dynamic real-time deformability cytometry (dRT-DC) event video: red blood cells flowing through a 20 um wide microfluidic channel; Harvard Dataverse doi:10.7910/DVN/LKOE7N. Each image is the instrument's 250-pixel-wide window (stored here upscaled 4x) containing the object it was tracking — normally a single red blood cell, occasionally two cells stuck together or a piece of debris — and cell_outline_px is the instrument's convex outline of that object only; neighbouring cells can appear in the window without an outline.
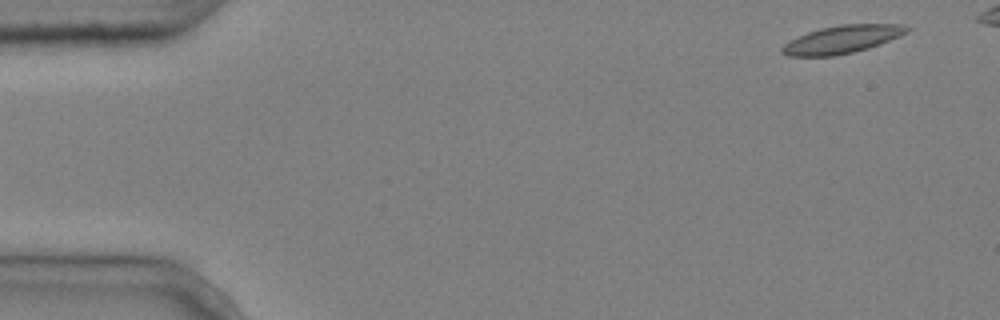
{"species": "common noctule bat (a hibernating species)", "species_latin": "Nyctalus noctula", "temperature_condition": "cold", "stored_images_in_passage": 4, "camera_frame_rate_fps": 3000, "um_per_image_px": 0.085, "animal": {"sex": "male", "body_mass_g": 20.4}, "frame": {"image": 1, "passage_image": 1, "time_ms": 0.0, "image_size_px": [1000, 320], "cell_outline_px": [[912, 28], [908, 32], [900, 36], [868, 48], [852, 52], [832, 56], [788, 56], [780, 52], [780, 48], [784, 44], [808, 32], [820, 28], [840, 24], [904, 24]], "centroid_in_image_um": [71.6, 3.34], "position_along_channel_um": 13.4, "area_um2": 20.17}}